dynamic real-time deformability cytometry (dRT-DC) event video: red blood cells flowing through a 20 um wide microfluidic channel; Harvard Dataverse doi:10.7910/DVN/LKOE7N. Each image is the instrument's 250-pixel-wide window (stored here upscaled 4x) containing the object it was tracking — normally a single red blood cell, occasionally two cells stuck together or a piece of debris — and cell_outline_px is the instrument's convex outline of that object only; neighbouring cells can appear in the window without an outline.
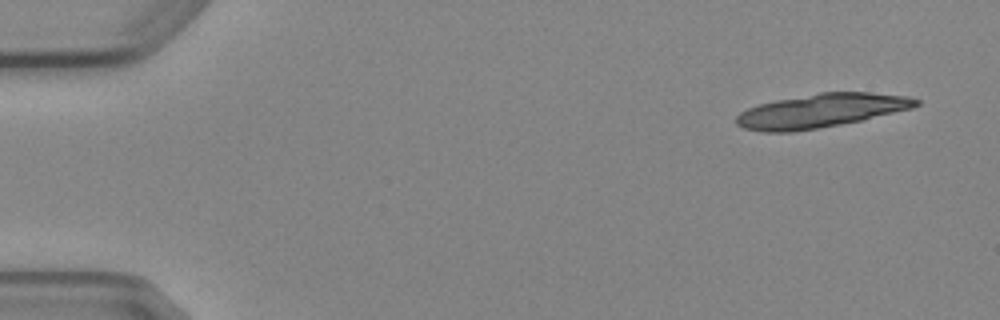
{"species": "Egyptian fruit bat (a non-hibernating species)", "species_latin": "Rousettus aegyptiacus", "temperature_condition": "cold", "stored_images_in_passage": 7, "segment_of_instrument_passage": [1, 2], "camera_frame_rate_fps": 3000, "um_per_image_px": 0.085, "animal": {"sex": "female"}, "frame": {"image": 1, "passage_image": 1, "time_ms": 0.0, "image_size_px": [1000, 320], "cell_outline_px": [[920, 104], [912, 108], [860, 120], [840, 124], [792, 132], [760, 132], [744, 128], [736, 124], [736, 116], [740, 112], [748, 108], [760, 104], [776, 100], [820, 92], [872, 92], [908, 96], [920, 100]], "centroid_in_image_um": [69.77, 9.4], "position_along_channel_um": 15.2, "area_um2": 35.14}}